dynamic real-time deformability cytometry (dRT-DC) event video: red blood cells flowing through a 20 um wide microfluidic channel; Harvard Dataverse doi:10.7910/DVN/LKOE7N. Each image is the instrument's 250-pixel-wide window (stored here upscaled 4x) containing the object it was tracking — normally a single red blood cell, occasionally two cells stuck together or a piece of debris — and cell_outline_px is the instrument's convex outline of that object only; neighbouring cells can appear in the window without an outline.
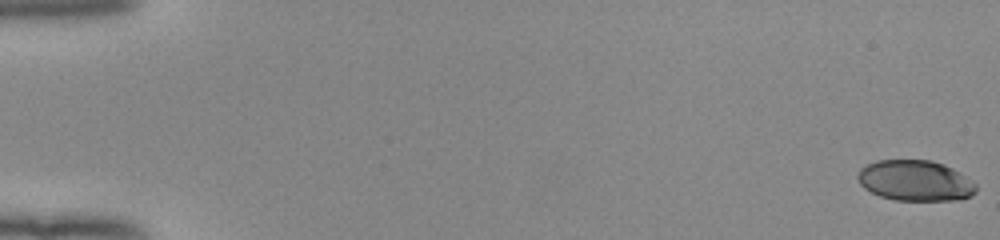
{"species": "human", "species_latin": "Homo sapiens", "temperature_condition": "room temperature", "stored_images_in_passage": 36, "camera_frame_rate_fps": 3000, "um_per_image_px": 0.085, "donor": {"sex": "female"}, "frame": {"image": 1, "passage_image": 1, "time_ms": 0.0, "image_size_px": [1000, 240], "cell_outline_px": [[976, 192], [972, 196], [956, 200], [896, 200], [880, 196], [864, 188], [860, 184], [856, 176], [860, 168], [876, 160], [932, 160], [944, 164], [960, 172], [976, 184]], "centroid_in_image_um": [77.79, 15.35], "position_along_channel_um": 7.2, "area_um2": 28.15}}
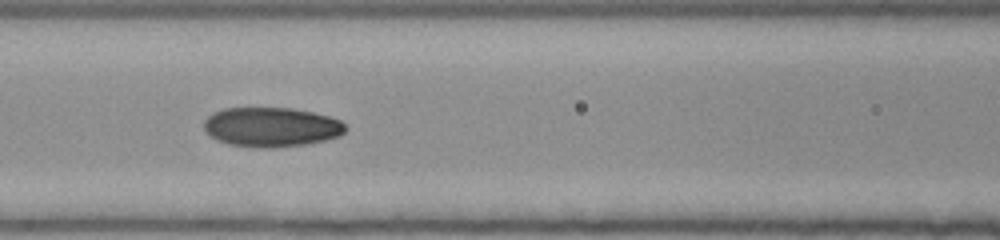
{"frame": {"image": 2, "passage_image": 25, "time_ms": 8.0, "image_size_px": [1000, 240], "cell_outline_px": [[348, 128], [340, 136], [308, 144], [272, 148], [256, 148], [228, 144], [216, 140], [208, 136], [204, 132], [204, 120], [212, 112], [224, 108], [292, 108], [312, 112], [328, 116], [340, 120]], "centroid_in_image_um": [23.02, 10.81], "position_along_channel_um": 143.6, "area_um2": 33.0}}
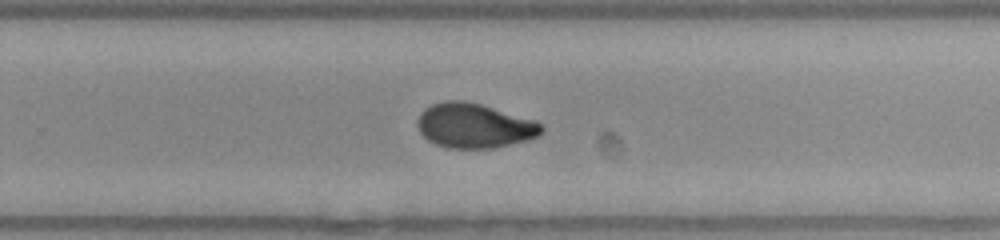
{"frame": {"image": 3, "passage_image": 36, "time_ms": 11.667, "image_size_px": [1000, 240], "cell_outline_px": [[544, 128], [540, 136], [528, 140], [492, 148], [448, 148], [436, 144], [428, 140], [420, 132], [416, 124], [424, 108], [432, 104], [444, 100], [464, 100], [480, 104], [536, 120]], "centroid_in_image_um": [40.32, 10.68], "position_along_channel_um": 289.5, "area_um2": 32.31}}